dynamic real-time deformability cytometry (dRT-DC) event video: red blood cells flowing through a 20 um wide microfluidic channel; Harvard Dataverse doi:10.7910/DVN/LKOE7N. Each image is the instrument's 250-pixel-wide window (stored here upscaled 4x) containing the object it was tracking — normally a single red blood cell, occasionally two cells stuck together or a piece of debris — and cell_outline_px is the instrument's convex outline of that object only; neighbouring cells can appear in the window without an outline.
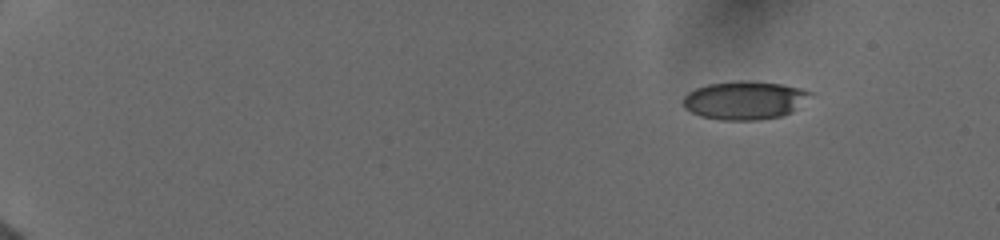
{"species": "human", "species_latin": "Homo sapiens", "temperature_condition": "cold", "stored_images_in_passage": 33, "camera_frame_rate_fps": 3000, "um_per_image_px": 0.085, "donor": {"sex": "female"}, "frame": {"image": 1, "passage_image": 1, "time_ms": 0.0, "image_size_px": [1000, 240], "cell_outline_px": [[816, 92], [812, 96], [792, 112], [780, 116], [760, 120], [720, 120], [700, 116], [684, 108], [684, 96], [688, 92], [696, 88], [708, 84], [736, 80], [748, 80], [784, 84]], "centroid_in_image_um": [63.33, 8.51], "position_along_channel_um": 21.7, "area_um2": 28.78}}
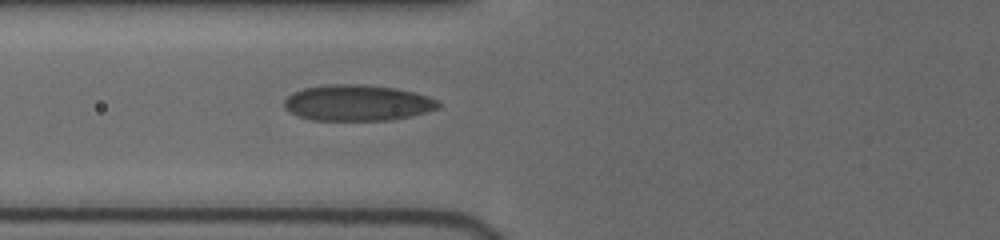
{"frame": {"image": 2, "passage_image": 22, "time_ms": 5.667, "image_size_px": [1000, 240], "cell_outline_px": [[440, 108], [408, 116], [388, 120], [312, 120], [300, 116], [284, 108], [284, 100], [292, 92], [304, 88], [328, 84], [360, 84], [396, 88], [428, 96], [436, 100], [440, 104]], "centroid_in_image_um": [30.35, 8.73], "position_along_channel_um": 95.4, "area_um2": 32.08}}
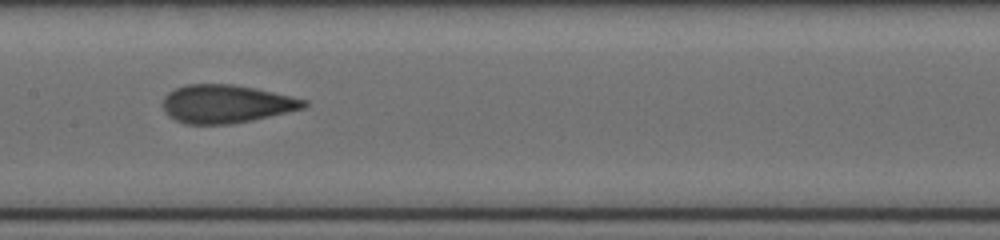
{"frame": {"image": 3, "passage_image": 32, "time_ms": 8.0, "image_size_px": [1000, 240], "cell_outline_px": [[308, 104], [304, 108], [288, 112], [252, 120], [232, 124], [184, 124], [168, 116], [160, 104], [164, 96], [168, 92], [176, 88], [188, 84], [232, 84], [256, 88], [308, 100]], "centroid_in_image_um": [19.2, 8.83], "position_along_channel_um": 188.2, "area_um2": 31.62}}